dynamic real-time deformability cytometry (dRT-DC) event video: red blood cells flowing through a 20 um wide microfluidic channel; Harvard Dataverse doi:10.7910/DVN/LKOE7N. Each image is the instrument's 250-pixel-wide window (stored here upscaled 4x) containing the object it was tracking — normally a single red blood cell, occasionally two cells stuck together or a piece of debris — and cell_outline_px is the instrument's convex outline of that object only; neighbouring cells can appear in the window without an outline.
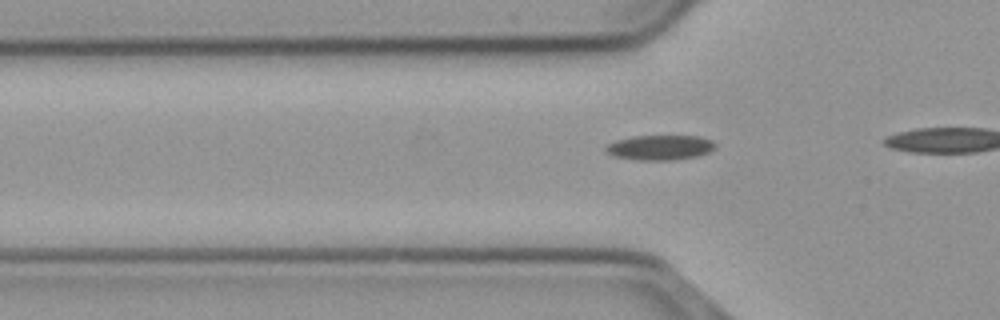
{"species": "common noctule bat (a hibernating species)", "species_latin": "Nyctalus noctula", "temperature_condition": "cold", "stored_images_in_passage": 13, "camera_frame_rate_fps": 3000, "um_per_image_px": 0.085, "animal": {"sex": "male", "body_mass_g": 23.1, "forearm_length_mm": 52.7}, "frame": {"image": 1, "passage_image": 4, "time_ms": 1.0, "image_size_px": [1000, 320], "cell_outline_px": [[716, 148], [708, 152], [696, 156], [672, 160], [636, 160], [612, 156], [604, 148], [608, 144], [616, 140], [632, 136], [700, 136], [712, 140], [716, 144]], "centroid_in_image_um": [56.1, 12.53], "position_along_channel_um": 69.7, "area_um2": 15.95}}
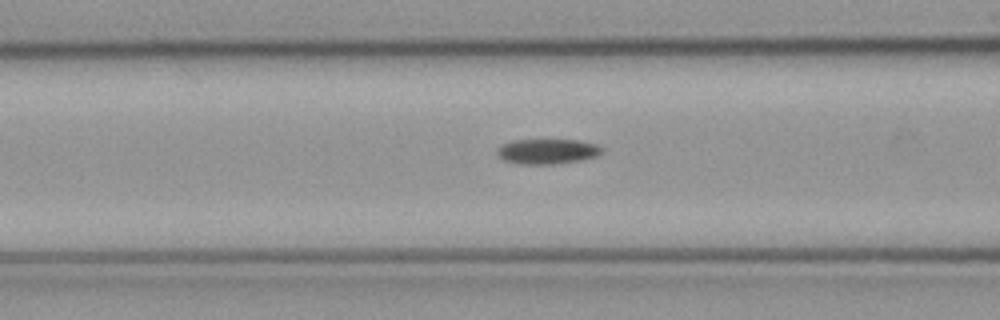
{"frame": {"image": 2, "passage_image": 8, "time_ms": 2.333, "image_size_px": [1000, 320], "cell_outline_px": [[604, 152], [596, 156], [584, 160], [552, 164], [520, 164], [504, 160], [496, 152], [496, 148], [512, 140], [580, 140], [596, 144], [604, 148]], "centroid_in_image_um": [46.57, 12.87], "position_along_channel_um": 120.0, "area_um2": 15.43}}
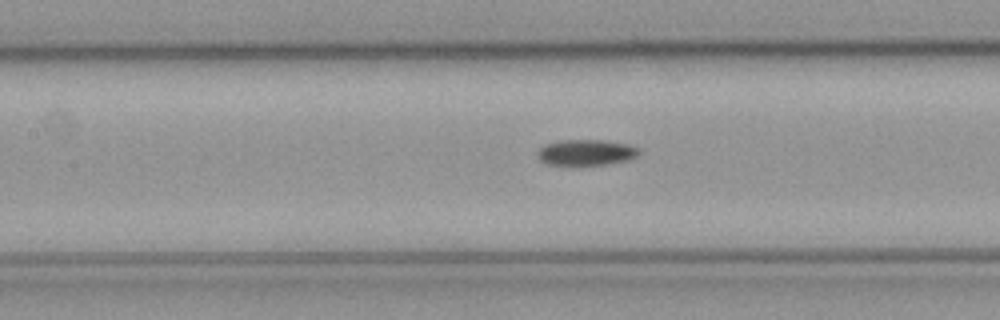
{"frame": {"image": 3, "passage_image": 11, "time_ms": 3.333, "image_size_px": [1000, 320], "cell_outline_px": [[640, 152], [636, 156], [628, 160], [604, 164], [544, 164], [540, 160], [536, 152], [544, 144], [556, 140], [604, 140], [628, 144], [640, 148]], "centroid_in_image_um": [49.8, 12.93], "position_along_channel_um": 157.6, "area_um2": 15.26}}